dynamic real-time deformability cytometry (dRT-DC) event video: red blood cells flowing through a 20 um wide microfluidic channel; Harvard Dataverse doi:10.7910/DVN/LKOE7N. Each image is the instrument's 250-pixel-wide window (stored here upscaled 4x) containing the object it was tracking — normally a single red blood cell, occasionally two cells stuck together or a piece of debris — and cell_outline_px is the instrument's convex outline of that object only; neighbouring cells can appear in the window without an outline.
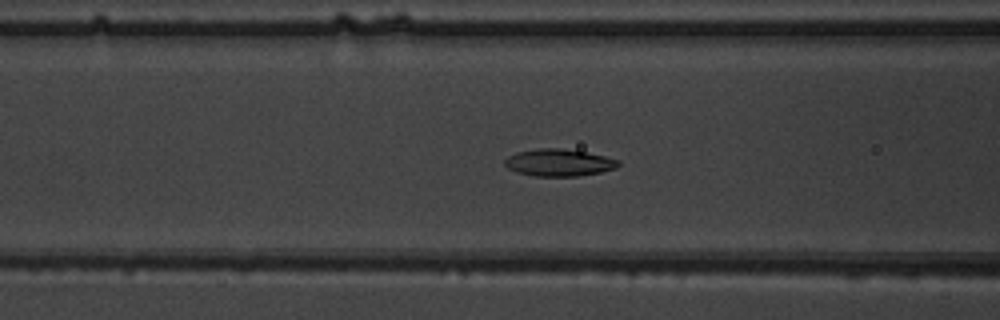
{"species": "common noctule bat (a hibernating species)", "species_latin": "Nyctalus noctula", "temperature_condition": "warm", "stored_images_in_passage": 37, "camera_frame_rate_fps": 3000, "um_per_image_px": 0.085, "animal": {"sex": "male", "body_mass_g": 19.5, "forearm_length_mm": 54.6}, "frame": {"image": 1, "passage_image": 21, "time_ms": 6.667, "image_size_px": [1000, 320], "cell_outline_px": [[620, 164], [616, 168], [600, 172], [580, 176], [532, 176], [516, 172], [508, 168], [504, 164], [504, 160], [508, 156], [516, 152], [536, 148], [560, 148], [584, 152], [604, 156], [620, 160]], "centroid_in_image_um": [47.48, 13.82], "position_along_channel_um": 119.1, "area_um2": 18.03}}
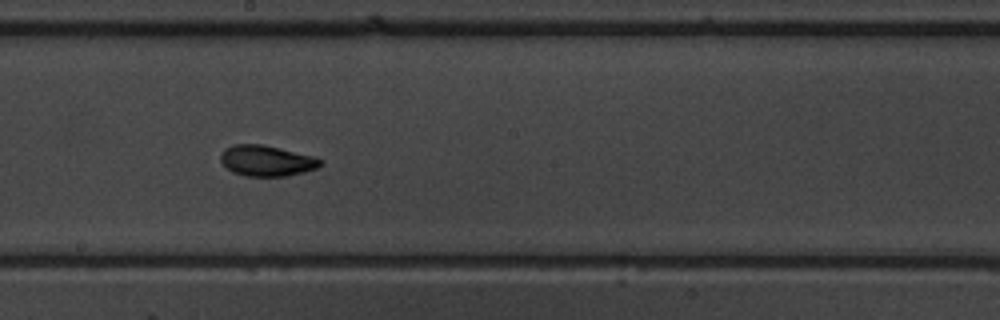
{"frame": {"image": 2, "passage_image": 29, "time_ms": 9.333, "image_size_px": [1000, 320], "cell_outline_px": [[324, 164], [316, 168], [304, 172], [288, 176], [244, 176], [232, 172], [220, 160], [220, 152], [224, 148], [232, 144], [264, 144], [316, 156], [324, 160]], "centroid_in_image_um": [22.69, 13.65], "position_along_channel_um": 225.5, "area_um2": 18.32}}
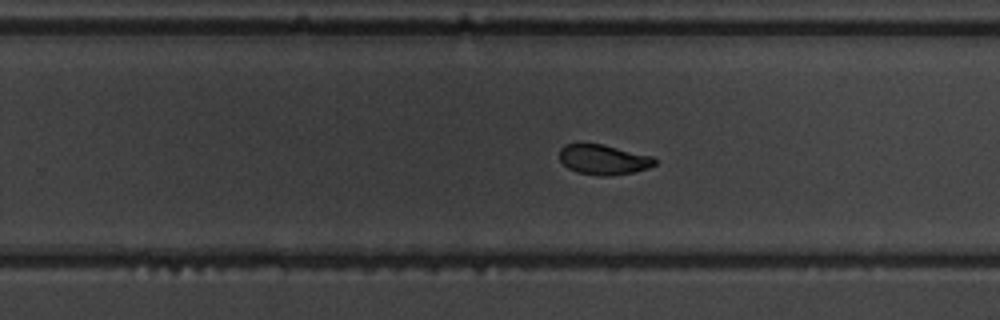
{"frame": {"image": 3, "passage_image": 33, "time_ms": 10.667, "image_size_px": [1000, 320], "cell_outline_px": [[656, 164], [648, 168], [636, 172], [608, 176], [596, 176], [576, 172], [568, 168], [560, 160], [560, 148], [564, 144], [604, 144], [652, 156], [656, 160]], "centroid_in_image_um": [51.3, 13.57], "position_along_channel_um": 278.5, "area_um2": 16.82}}